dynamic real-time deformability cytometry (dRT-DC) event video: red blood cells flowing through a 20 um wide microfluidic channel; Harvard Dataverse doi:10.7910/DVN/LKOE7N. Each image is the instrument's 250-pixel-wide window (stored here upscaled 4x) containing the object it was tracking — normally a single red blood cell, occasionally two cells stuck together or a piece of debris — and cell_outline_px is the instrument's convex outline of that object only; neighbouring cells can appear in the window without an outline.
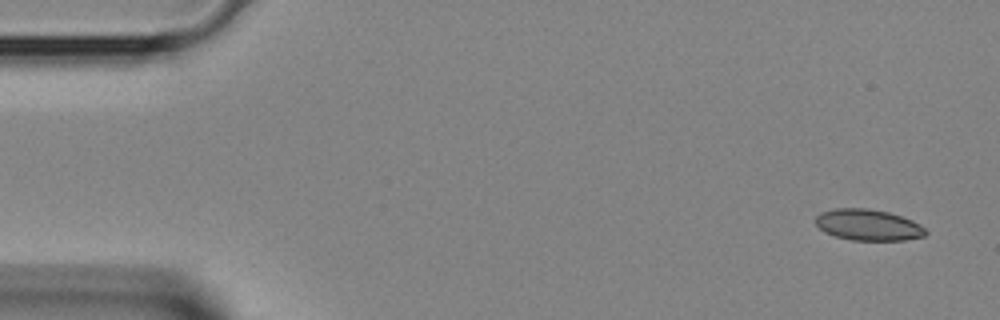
{"species": "Egyptian fruit bat (a non-hibernating species)", "species_latin": "Rousettus aegyptiacus", "temperature_condition": "room temperature", "stored_images_in_passage": 4, "camera_frame_rate_fps": 3000, "um_per_image_px": 0.085, "animal": {"sex": "female"}, "frame": {"image": 1, "passage_image": 1, "time_ms": 0.0, "image_size_px": [1000, 320], "cell_outline_px": [[928, 232], [924, 236], [904, 240], [852, 240], [836, 236], [824, 232], [816, 224], [816, 216], [820, 212], [832, 208], [868, 208], [888, 212], [912, 220], [920, 224]], "centroid_in_image_um": [73.78, 19.11], "position_along_channel_um": 11.2, "area_um2": 20.0}}
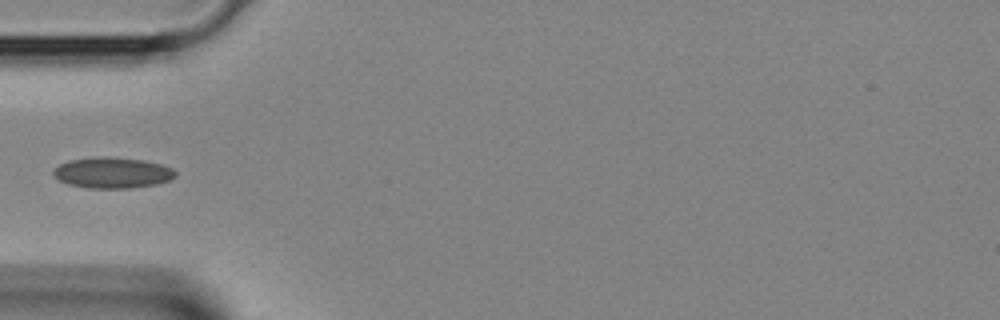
{"frame": {"image": 2, "passage_image": 4, "time_ms": 1.0, "image_size_px": [1000, 320], "cell_outline_px": [[176, 176], [168, 180], [156, 184], [128, 188], [88, 188], [68, 184], [60, 180], [52, 172], [60, 164], [68, 160], [100, 156], [144, 160], [160, 164], [172, 168], [176, 172]], "centroid_in_image_um": [9.55, 14.68], "position_along_channel_um": 75.4, "area_um2": 21.73}}